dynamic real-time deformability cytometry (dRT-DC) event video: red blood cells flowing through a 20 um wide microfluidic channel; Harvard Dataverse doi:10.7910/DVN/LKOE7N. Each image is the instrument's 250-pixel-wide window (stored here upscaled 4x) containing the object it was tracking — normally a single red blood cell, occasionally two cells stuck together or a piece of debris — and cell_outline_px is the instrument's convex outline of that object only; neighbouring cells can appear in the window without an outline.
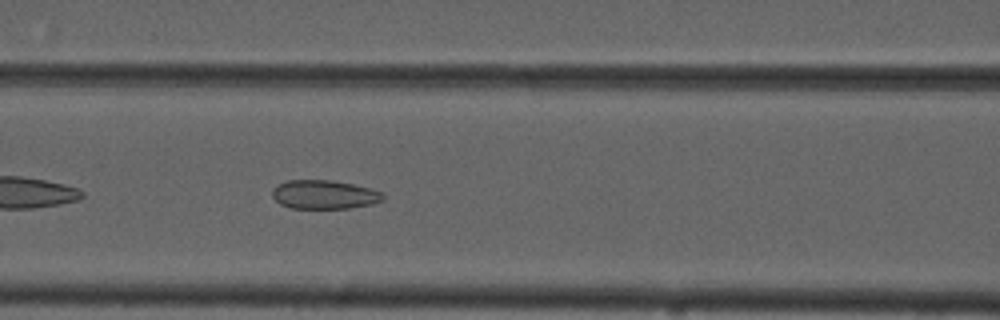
{"species": "common noctule bat (a hibernating species)", "species_latin": "Nyctalus noctula", "temperature_condition": "cold", "stored_images_in_passage": 39, "camera_frame_rate_fps": 3000, "um_per_image_px": 0.085, "animal": {"sex": "male", "forearm_length_mm": 52.5}, "frame": {"image": 1, "passage_image": 8, "time_ms": 2.333, "image_size_px": [1000, 320], "cell_outline_px": [[384, 200], [372, 204], [348, 208], [292, 208], [280, 204], [272, 196], [272, 192], [280, 184], [288, 180], [328, 180], [352, 184], [372, 188], [380, 192], [384, 196]], "centroid_in_image_um": [27.59, 16.54], "position_along_channel_um": 139.0, "area_um2": 18.38}}
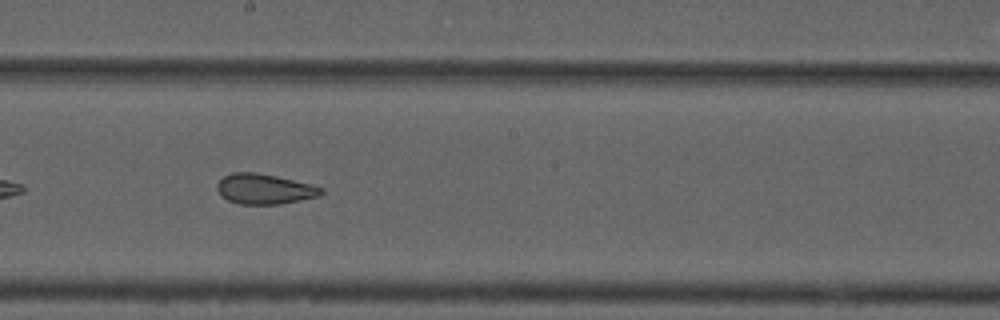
{"frame": {"image": 2, "passage_image": 15, "time_ms": 4.667, "image_size_px": [1000, 320], "cell_outline_px": [[324, 192], [320, 196], [280, 204], [240, 204], [228, 200], [216, 188], [216, 184], [224, 176], [232, 172], [256, 172], [276, 176], [312, 184], [324, 188]], "centroid_in_image_um": [22.51, 16.06], "position_along_channel_um": 225.7, "area_um2": 18.32}}
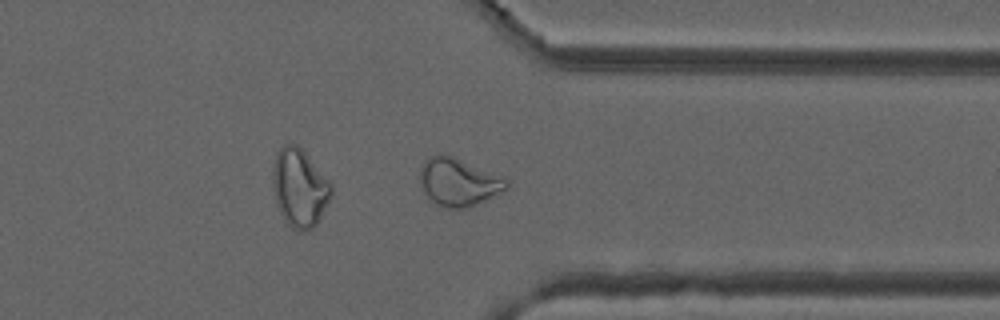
{"frame": {"image": 3, "passage_image": 27, "time_ms": 8.667, "image_size_px": [1000, 320], "cell_outline_px": [[508, 188], [468, 208], [448, 208], [436, 204], [424, 192], [420, 184], [420, 164], [428, 156], [436, 152], [452, 156], [508, 180]], "centroid_in_image_um": [38.9, 15.46], "position_along_channel_um": 372.5, "area_um2": 23.81}, "authors_computed_cell_mechanics": {"area_um2": 20.1722, "velocity_mm_per_s": 3.727, "shape_relaxation_time_tau1_ms": null, "shape_relaxation_time_tau2_ms": 1.995, "deformation_change_tau1": null, "deformation_change_tau2": 0.0817}}